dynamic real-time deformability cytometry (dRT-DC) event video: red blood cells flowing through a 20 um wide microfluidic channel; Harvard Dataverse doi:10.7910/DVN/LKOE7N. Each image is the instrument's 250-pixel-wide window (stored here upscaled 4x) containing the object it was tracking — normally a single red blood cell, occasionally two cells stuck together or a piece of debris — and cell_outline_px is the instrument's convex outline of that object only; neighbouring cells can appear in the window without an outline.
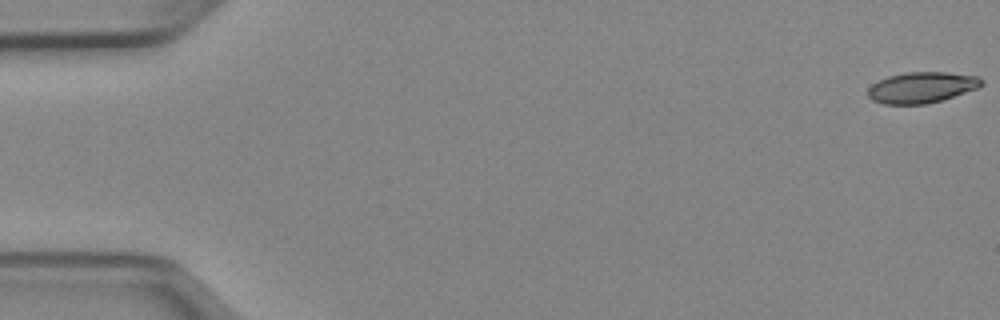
{"species": "Egyptian fruit bat (a non-hibernating species)", "species_latin": "Rousettus aegyptiacus", "temperature_condition": "cold", "stored_images_in_passage": 15, "camera_frame_rate_fps": 3000, "um_per_image_px": 0.085, "animal": {"sex": "female"}, "frame": {"image": 1, "passage_image": 1, "time_ms": 0.0, "image_size_px": [1000, 320], "cell_outline_px": [[984, 84], [976, 88], [944, 100], [924, 104], [884, 104], [872, 100], [868, 96], [868, 88], [872, 84], [888, 76], [908, 72], [944, 72], [980, 76], [984, 80]], "centroid_in_image_um": [78.37, 7.43], "position_along_channel_um": 6.6, "area_um2": 20.52}}
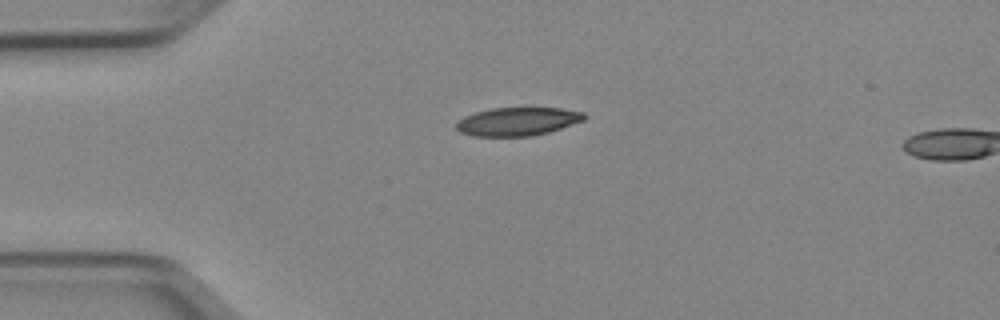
{"frame": {"image": 2, "passage_image": 13, "time_ms": 4.0, "image_size_px": [1000, 320], "cell_outline_px": [[588, 116], [584, 120], [548, 132], [532, 136], [472, 136], [460, 132], [456, 128], [456, 124], [464, 116], [476, 112], [492, 108], [560, 108], [584, 112]], "centroid_in_image_um": [44.0, 10.32], "position_along_channel_um": 41.0, "area_um2": 21.04}}